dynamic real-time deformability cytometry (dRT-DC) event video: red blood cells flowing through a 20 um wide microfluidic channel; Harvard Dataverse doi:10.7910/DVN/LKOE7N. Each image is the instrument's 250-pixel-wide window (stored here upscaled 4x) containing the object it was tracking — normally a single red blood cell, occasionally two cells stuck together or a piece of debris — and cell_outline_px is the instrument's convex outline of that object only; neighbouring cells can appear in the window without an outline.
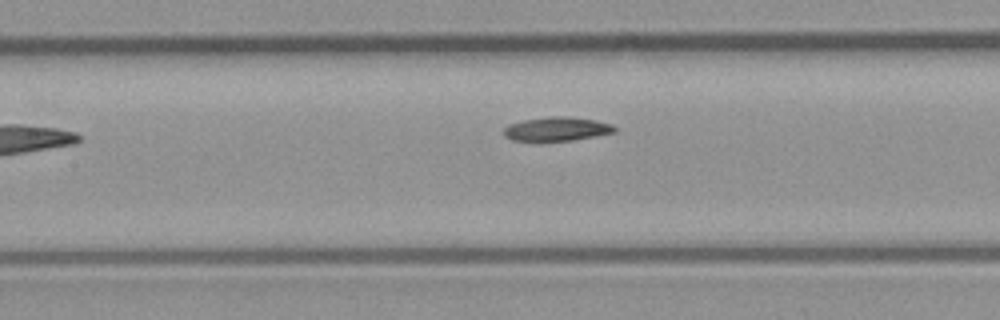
{"species": "common noctule bat (a hibernating species)", "species_latin": "Nyctalus noctula", "temperature_condition": "room temperature", "stored_images_in_passage": 8, "segment_of_instrument_passage": [2, 2], "camera_frame_rate_fps": 3000, "um_per_image_px": 0.085, "animal": {"sex": "male", "body_mass_g": 23.1, "forearm_length_mm": 52.7}, "frame": {"image": 1, "passage_image": 8, "time_ms": 2.333, "image_size_px": [1000, 320], "cell_outline_px": [[616, 132], [576, 140], [540, 144], [512, 140], [504, 136], [504, 128], [508, 124], [524, 120], [552, 116], [568, 116], [596, 120], [612, 124], [616, 128]], "centroid_in_image_um": [47.29, 11.01], "position_along_channel_um": 160.1, "area_um2": 16.3}}